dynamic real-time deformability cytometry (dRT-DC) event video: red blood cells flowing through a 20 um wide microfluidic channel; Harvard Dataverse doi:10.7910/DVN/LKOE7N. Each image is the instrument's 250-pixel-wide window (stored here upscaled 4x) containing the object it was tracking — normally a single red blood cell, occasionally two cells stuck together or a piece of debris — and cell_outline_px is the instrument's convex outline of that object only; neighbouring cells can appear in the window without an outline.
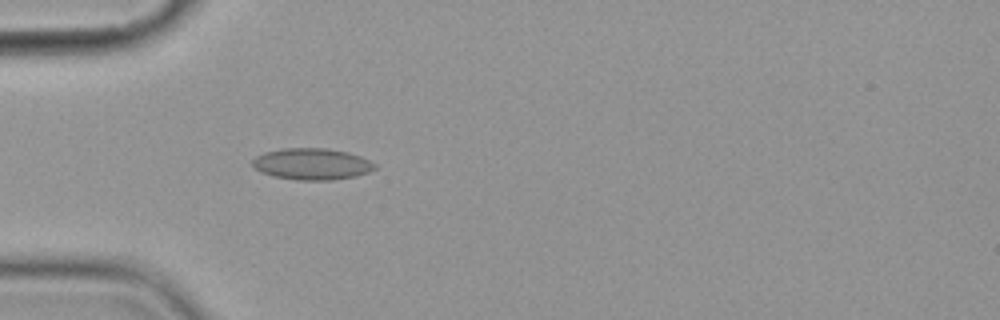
{"species": "common noctule bat (a hibernating species)", "species_latin": "Nyctalus noctula", "temperature_condition": "cold", "stored_images_in_passage": 3, "camera_frame_rate_fps": 3000, "um_per_image_px": 0.085, "animal": {"sex": "female", "body_mass_g": 19.9}, "frame": {"image": 1, "passage_image": 3, "time_ms": 3.333, "image_size_px": [1000, 320], "cell_outline_px": [[376, 168], [368, 172], [356, 176], [332, 180], [300, 180], [272, 176], [260, 172], [252, 164], [252, 160], [256, 156], [264, 152], [280, 148], [328, 148], [348, 152], [360, 156], [376, 164]], "centroid_in_image_um": [26.5, 13.93], "position_along_channel_um": 58.5, "area_um2": 22.54}}